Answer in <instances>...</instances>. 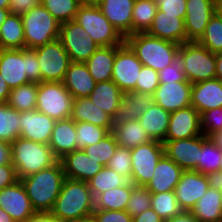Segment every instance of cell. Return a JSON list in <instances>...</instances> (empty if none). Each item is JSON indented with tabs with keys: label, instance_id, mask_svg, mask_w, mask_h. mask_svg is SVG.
Masks as SVG:
<instances>
[{
	"label": "cell",
	"instance_id": "2",
	"mask_svg": "<svg viewBox=\"0 0 222 222\" xmlns=\"http://www.w3.org/2000/svg\"><path fill=\"white\" fill-rule=\"evenodd\" d=\"M94 212V196L88 182L65 178L50 213L60 222H76Z\"/></svg>",
	"mask_w": 222,
	"mask_h": 222
},
{
	"label": "cell",
	"instance_id": "44",
	"mask_svg": "<svg viewBox=\"0 0 222 222\" xmlns=\"http://www.w3.org/2000/svg\"><path fill=\"white\" fill-rule=\"evenodd\" d=\"M118 143L112 132H109L101 141L96 144L85 147L84 152L92 159L107 166L108 161L114 155Z\"/></svg>",
	"mask_w": 222,
	"mask_h": 222
},
{
	"label": "cell",
	"instance_id": "36",
	"mask_svg": "<svg viewBox=\"0 0 222 222\" xmlns=\"http://www.w3.org/2000/svg\"><path fill=\"white\" fill-rule=\"evenodd\" d=\"M133 183L107 190L94 198V210H125L131 196Z\"/></svg>",
	"mask_w": 222,
	"mask_h": 222
},
{
	"label": "cell",
	"instance_id": "64",
	"mask_svg": "<svg viewBox=\"0 0 222 222\" xmlns=\"http://www.w3.org/2000/svg\"><path fill=\"white\" fill-rule=\"evenodd\" d=\"M0 222H14L12 217L0 207Z\"/></svg>",
	"mask_w": 222,
	"mask_h": 222
},
{
	"label": "cell",
	"instance_id": "28",
	"mask_svg": "<svg viewBox=\"0 0 222 222\" xmlns=\"http://www.w3.org/2000/svg\"><path fill=\"white\" fill-rule=\"evenodd\" d=\"M76 135V122L72 118L55 121L48 145L59 160L77 150Z\"/></svg>",
	"mask_w": 222,
	"mask_h": 222
},
{
	"label": "cell",
	"instance_id": "31",
	"mask_svg": "<svg viewBox=\"0 0 222 222\" xmlns=\"http://www.w3.org/2000/svg\"><path fill=\"white\" fill-rule=\"evenodd\" d=\"M116 46H100L85 62L95 82L112 80Z\"/></svg>",
	"mask_w": 222,
	"mask_h": 222
},
{
	"label": "cell",
	"instance_id": "34",
	"mask_svg": "<svg viewBox=\"0 0 222 222\" xmlns=\"http://www.w3.org/2000/svg\"><path fill=\"white\" fill-rule=\"evenodd\" d=\"M112 133L115 136L118 146L128 149L152 141L138 120L132 119L113 126Z\"/></svg>",
	"mask_w": 222,
	"mask_h": 222
},
{
	"label": "cell",
	"instance_id": "38",
	"mask_svg": "<svg viewBox=\"0 0 222 222\" xmlns=\"http://www.w3.org/2000/svg\"><path fill=\"white\" fill-rule=\"evenodd\" d=\"M158 10L155 0H135L132 12V34L146 33Z\"/></svg>",
	"mask_w": 222,
	"mask_h": 222
},
{
	"label": "cell",
	"instance_id": "25",
	"mask_svg": "<svg viewBox=\"0 0 222 222\" xmlns=\"http://www.w3.org/2000/svg\"><path fill=\"white\" fill-rule=\"evenodd\" d=\"M191 106L199 113L222 107V81L218 78L192 84Z\"/></svg>",
	"mask_w": 222,
	"mask_h": 222
},
{
	"label": "cell",
	"instance_id": "17",
	"mask_svg": "<svg viewBox=\"0 0 222 222\" xmlns=\"http://www.w3.org/2000/svg\"><path fill=\"white\" fill-rule=\"evenodd\" d=\"M0 207L14 222H24L35 213L20 180L0 190Z\"/></svg>",
	"mask_w": 222,
	"mask_h": 222
},
{
	"label": "cell",
	"instance_id": "66",
	"mask_svg": "<svg viewBox=\"0 0 222 222\" xmlns=\"http://www.w3.org/2000/svg\"><path fill=\"white\" fill-rule=\"evenodd\" d=\"M76 222H98L96 217L92 214L90 216L84 217Z\"/></svg>",
	"mask_w": 222,
	"mask_h": 222
},
{
	"label": "cell",
	"instance_id": "3",
	"mask_svg": "<svg viewBox=\"0 0 222 222\" xmlns=\"http://www.w3.org/2000/svg\"><path fill=\"white\" fill-rule=\"evenodd\" d=\"M0 74L10 89L30 82L41 83V70L34 49H0Z\"/></svg>",
	"mask_w": 222,
	"mask_h": 222
},
{
	"label": "cell",
	"instance_id": "14",
	"mask_svg": "<svg viewBox=\"0 0 222 222\" xmlns=\"http://www.w3.org/2000/svg\"><path fill=\"white\" fill-rule=\"evenodd\" d=\"M207 138L201 134L193 138L166 140L163 142L164 154L184 171L196 170L202 144Z\"/></svg>",
	"mask_w": 222,
	"mask_h": 222
},
{
	"label": "cell",
	"instance_id": "12",
	"mask_svg": "<svg viewBox=\"0 0 222 222\" xmlns=\"http://www.w3.org/2000/svg\"><path fill=\"white\" fill-rule=\"evenodd\" d=\"M163 155V143L155 140L132 148L131 182L136 186H146L153 178L154 169Z\"/></svg>",
	"mask_w": 222,
	"mask_h": 222
},
{
	"label": "cell",
	"instance_id": "47",
	"mask_svg": "<svg viewBox=\"0 0 222 222\" xmlns=\"http://www.w3.org/2000/svg\"><path fill=\"white\" fill-rule=\"evenodd\" d=\"M107 166L130 182L132 175L131 149L118 146Z\"/></svg>",
	"mask_w": 222,
	"mask_h": 222
},
{
	"label": "cell",
	"instance_id": "54",
	"mask_svg": "<svg viewBox=\"0 0 222 222\" xmlns=\"http://www.w3.org/2000/svg\"><path fill=\"white\" fill-rule=\"evenodd\" d=\"M18 180L13 164L0 165V190L15 184Z\"/></svg>",
	"mask_w": 222,
	"mask_h": 222
},
{
	"label": "cell",
	"instance_id": "39",
	"mask_svg": "<svg viewBox=\"0 0 222 222\" xmlns=\"http://www.w3.org/2000/svg\"><path fill=\"white\" fill-rule=\"evenodd\" d=\"M21 113L0 102V140L12 143L20 136Z\"/></svg>",
	"mask_w": 222,
	"mask_h": 222
},
{
	"label": "cell",
	"instance_id": "56",
	"mask_svg": "<svg viewBox=\"0 0 222 222\" xmlns=\"http://www.w3.org/2000/svg\"><path fill=\"white\" fill-rule=\"evenodd\" d=\"M133 222H165L152 208L133 217Z\"/></svg>",
	"mask_w": 222,
	"mask_h": 222
},
{
	"label": "cell",
	"instance_id": "40",
	"mask_svg": "<svg viewBox=\"0 0 222 222\" xmlns=\"http://www.w3.org/2000/svg\"><path fill=\"white\" fill-rule=\"evenodd\" d=\"M128 181L121 177L108 166H103L102 169L88 181L89 189L94 198L107 190L117 188L127 184Z\"/></svg>",
	"mask_w": 222,
	"mask_h": 222
},
{
	"label": "cell",
	"instance_id": "29",
	"mask_svg": "<svg viewBox=\"0 0 222 222\" xmlns=\"http://www.w3.org/2000/svg\"><path fill=\"white\" fill-rule=\"evenodd\" d=\"M171 112L164 110L155 102L145 110L138 121L151 140L164 142L168 131Z\"/></svg>",
	"mask_w": 222,
	"mask_h": 222
},
{
	"label": "cell",
	"instance_id": "63",
	"mask_svg": "<svg viewBox=\"0 0 222 222\" xmlns=\"http://www.w3.org/2000/svg\"><path fill=\"white\" fill-rule=\"evenodd\" d=\"M209 137L214 142V144L222 151V130L214 132Z\"/></svg>",
	"mask_w": 222,
	"mask_h": 222
},
{
	"label": "cell",
	"instance_id": "53",
	"mask_svg": "<svg viewBox=\"0 0 222 222\" xmlns=\"http://www.w3.org/2000/svg\"><path fill=\"white\" fill-rule=\"evenodd\" d=\"M187 0H156L158 9L165 14L178 15L185 18Z\"/></svg>",
	"mask_w": 222,
	"mask_h": 222
},
{
	"label": "cell",
	"instance_id": "23",
	"mask_svg": "<svg viewBox=\"0 0 222 222\" xmlns=\"http://www.w3.org/2000/svg\"><path fill=\"white\" fill-rule=\"evenodd\" d=\"M65 177L88 182L101 169L102 165L90 158L83 149H77L60 159Z\"/></svg>",
	"mask_w": 222,
	"mask_h": 222
},
{
	"label": "cell",
	"instance_id": "27",
	"mask_svg": "<svg viewBox=\"0 0 222 222\" xmlns=\"http://www.w3.org/2000/svg\"><path fill=\"white\" fill-rule=\"evenodd\" d=\"M62 82L74 99L89 97L96 85L86 64L81 62L70 63Z\"/></svg>",
	"mask_w": 222,
	"mask_h": 222
},
{
	"label": "cell",
	"instance_id": "8",
	"mask_svg": "<svg viewBox=\"0 0 222 222\" xmlns=\"http://www.w3.org/2000/svg\"><path fill=\"white\" fill-rule=\"evenodd\" d=\"M74 20L99 46L122 45L125 41L98 5L81 4Z\"/></svg>",
	"mask_w": 222,
	"mask_h": 222
},
{
	"label": "cell",
	"instance_id": "55",
	"mask_svg": "<svg viewBox=\"0 0 222 222\" xmlns=\"http://www.w3.org/2000/svg\"><path fill=\"white\" fill-rule=\"evenodd\" d=\"M41 3V0H9V13L23 15L33 7Z\"/></svg>",
	"mask_w": 222,
	"mask_h": 222
},
{
	"label": "cell",
	"instance_id": "21",
	"mask_svg": "<svg viewBox=\"0 0 222 222\" xmlns=\"http://www.w3.org/2000/svg\"><path fill=\"white\" fill-rule=\"evenodd\" d=\"M135 0H100L102 14L125 39L132 34V12Z\"/></svg>",
	"mask_w": 222,
	"mask_h": 222
},
{
	"label": "cell",
	"instance_id": "26",
	"mask_svg": "<svg viewBox=\"0 0 222 222\" xmlns=\"http://www.w3.org/2000/svg\"><path fill=\"white\" fill-rule=\"evenodd\" d=\"M183 171L182 168L164 154L154 169L153 178L145 187L150 193L174 191Z\"/></svg>",
	"mask_w": 222,
	"mask_h": 222
},
{
	"label": "cell",
	"instance_id": "1",
	"mask_svg": "<svg viewBox=\"0 0 222 222\" xmlns=\"http://www.w3.org/2000/svg\"><path fill=\"white\" fill-rule=\"evenodd\" d=\"M65 173L61 161L35 174L19 179L35 212H50L60 194Z\"/></svg>",
	"mask_w": 222,
	"mask_h": 222
},
{
	"label": "cell",
	"instance_id": "50",
	"mask_svg": "<svg viewBox=\"0 0 222 222\" xmlns=\"http://www.w3.org/2000/svg\"><path fill=\"white\" fill-rule=\"evenodd\" d=\"M159 84L158 71L142 66L136 83V92L153 95Z\"/></svg>",
	"mask_w": 222,
	"mask_h": 222
},
{
	"label": "cell",
	"instance_id": "6",
	"mask_svg": "<svg viewBox=\"0 0 222 222\" xmlns=\"http://www.w3.org/2000/svg\"><path fill=\"white\" fill-rule=\"evenodd\" d=\"M25 48L35 49L59 39L60 23L40 3L21 15Z\"/></svg>",
	"mask_w": 222,
	"mask_h": 222
},
{
	"label": "cell",
	"instance_id": "68",
	"mask_svg": "<svg viewBox=\"0 0 222 222\" xmlns=\"http://www.w3.org/2000/svg\"><path fill=\"white\" fill-rule=\"evenodd\" d=\"M9 7V0H0V8L8 9Z\"/></svg>",
	"mask_w": 222,
	"mask_h": 222
},
{
	"label": "cell",
	"instance_id": "30",
	"mask_svg": "<svg viewBox=\"0 0 222 222\" xmlns=\"http://www.w3.org/2000/svg\"><path fill=\"white\" fill-rule=\"evenodd\" d=\"M71 118L75 122H88L112 132V117L88 98L74 99Z\"/></svg>",
	"mask_w": 222,
	"mask_h": 222
},
{
	"label": "cell",
	"instance_id": "59",
	"mask_svg": "<svg viewBox=\"0 0 222 222\" xmlns=\"http://www.w3.org/2000/svg\"><path fill=\"white\" fill-rule=\"evenodd\" d=\"M207 180L210 188L222 190V170L215 171L207 175Z\"/></svg>",
	"mask_w": 222,
	"mask_h": 222
},
{
	"label": "cell",
	"instance_id": "13",
	"mask_svg": "<svg viewBox=\"0 0 222 222\" xmlns=\"http://www.w3.org/2000/svg\"><path fill=\"white\" fill-rule=\"evenodd\" d=\"M142 66L136 54L125 42L122 45H116L112 81L123 93L136 91V83Z\"/></svg>",
	"mask_w": 222,
	"mask_h": 222
},
{
	"label": "cell",
	"instance_id": "16",
	"mask_svg": "<svg viewBox=\"0 0 222 222\" xmlns=\"http://www.w3.org/2000/svg\"><path fill=\"white\" fill-rule=\"evenodd\" d=\"M208 188L207 175L195 170L183 171L174 189L180 208L183 211H190Z\"/></svg>",
	"mask_w": 222,
	"mask_h": 222
},
{
	"label": "cell",
	"instance_id": "42",
	"mask_svg": "<svg viewBox=\"0 0 222 222\" xmlns=\"http://www.w3.org/2000/svg\"><path fill=\"white\" fill-rule=\"evenodd\" d=\"M221 158L222 151L208 137L202 144L198 168L195 171L205 175L218 171Z\"/></svg>",
	"mask_w": 222,
	"mask_h": 222
},
{
	"label": "cell",
	"instance_id": "35",
	"mask_svg": "<svg viewBox=\"0 0 222 222\" xmlns=\"http://www.w3.org/2000/svg\"><path fill=\"white\" fill-rule=\"evenodd\" d=\"M23 48H25V37L21 15L9 13L0 26V49Z\"/></svg>",
	"mask_w": 222,
	"mask_h": 222
},
{
	"label": "cell",
	"instance_id": "65",
	"mask_svg": "<svg viewBox=\"0 0 222 222\" xmlns=\"http://www.w3.org/2000/svg\"><path fill=\"white\" fill-rule=\"evenodd\" d=\"M8 14H9V10L8 9L0 8V26L5 21V19L8 16Z\"/></svg>",
	"mask_w": 222,
	"mask_h": 222
},
{
	"label": "cell",
	"instance_id": "24",
	"mask_svg": "<svg viewBox=\"0 0 222 222\" xmlns=\"http://www.w3.org/2000/svg\"><path fill=\"white\" fill-rule=\"evenodd\" d=\"M154 103L153 95L136 91H127L112 117V124L116 126L130 120H138L142 113Z\"/></svg>",
	"mask_w": 222,
	"mask_h": 222
},
{
	"label": "cell",
	"instance_id": "61",
	"mask_svg": "<svg viewBox=\"0 0 222 222\" xmlns=\"http://www.w3.org/2000/svg\"><path fill=\"white\" fill-rule=\"evenodd\" d=\"M11 89L0 74V102H7Z\"/></svg>",
	"mask_w": 222,
	"mask_h": 222
},
{
	"label": "cell",
	"instance_id": "32",
	"mask_svg": "<svg viewBox=\"0 0 222 222\" xmlns=\"http://www.w3.org/2000/svg\"><path fill=\"white\" fill-rule=\"evenodd\" d=\"M190 212L199 222H222L221 191L209 187Z\"/></svg>",
	"mask_w": 222,
	"mask_h": 222
},
{
	"label": "cell",
	"instance_id": "11",
	"mask_svg": "<svg viewBox=\"0 0 222 222\" xmlns=\"http://www.w3.org/2000/svg\"><path fill=\"white\" fill-rule=\"evenodd\" d=\"M59 40L71 62L85 63L100 47L75 20L60 24Z\"/></svg>",
	"mask_w": 222,
	"mask_h": 222
},
{
	"label": "cell",
	"instance_id": "46",
	"mask_svg": "<svg viewBox=\"0 0 222 222\" xmlns=\"http://www.w3.org/2000/svg\"><path fill=\"white\" fill-rule=\"evenodd\" d=\"M76 132L77 149L96 144L109 133L105 128L88 122H76Z\"/></svg>",
	"mask_w": 222,
	"mask_h": 222
},
{
	"label": "cell",
	"instance_id": "5",
	"mask_svg": "<svg viewBox=\"0 0 222 222\" xmlns=\"http://www.w3.org/2000/svg\"><path fill=\"white\" fill-rule=\"evenodd\" d=\"M11 146V163L16 169L18 179L49 168L59 161L48 144L19 136Z\"/></svg>",
	"mask_w": 222,
	"mask_h": 222
},
{
	"label": "cell",
	"instance_id": "51",
	"mask_svg": "<svg viewBox=\"0 0 222 222\" xmlns=\"http://www.w3.org/2000/svg\"><path fill=\"white\" fill-rule=\"evenodd\" d=\"M200 126L202 134L207 137L222 130V107L200 113Z\"/></svg>",
	"mask_w": 222,
	"mask_h": 222
},
{
	"label": "cell",
	"instance_id": "9",
	"mask_svg": "<svg viewBox=\"0 0 222 222\" xmlns=\"http://www.w3.org/2000/svg\"><path fill=\"white\" fill-rule=\"evenodd\" d=\"M73 101L63 82L38 83L36 110L55 121L71 118Z\"/></svg>",
	"mask_w": 222,
	"mask_h": 222
},
{
	"label": "cell",
	"instance_id": "57",
	"mask_svg": "<svg viewBox=\"0 0 222 222\" xmlns=\"http://www.w3.org/2000/svg\"><path fill=\"white\" fill-rule=\"evenodd\" d=\"M12 146L11 143L0 140V165L11 163Z\"/></svg>",
	"mask_w": 222,
	"mask_h": 222
},
{
	"label": "cell",
	"instance_id": "71",
	"mask_svg": "<svg viewBox=\"0 0 222 222\" xmlns=\"http://www.w3.org/2000/svg\"><path fill=\"white\" fill-rule=\"evenodd\" d=\"M220 170H222V158L220 159Z\"/></svg>",
	"mask_w": 222,
	"mask_h": 222
},
{
	"label": "cell",
	"instance_id": "48",
	"mask_svg": "<svg viewBox=\"0 0 222 222\" xmlns=\"http://www.w3.org/2000/svg\"><path fill=\"white\" fill-rule=\"evenodd\" d=\"M151 208V193L145 186L133 184L130 199L125 210L132 216H136Z\"/></svg>",
	"mask_w": 222,
	"mask_h": 222
},
{
	"label": "cell",
	"instance_id": "19",
	"mask_svg": "<svg viewBox=\"0 0 222 222\" xmlns=\"http://www.w3.org/2000/svg\"><path fill=\"white\" fill-rule=\"evenodd\" d=\"M201 134L200 113L193 106L171 112L166 140L193 138Z\"/></svg>",
	"mask_w": 222,
	"mask_h": 222
},
{
	"label": "cell",
	"instance_id": "58",
	"mask_svg": "<svg viewBox=\"0 0 222 222\" xmlns=\"http://www.w3.org/2000/svg\"><path fill=\"white\" fill-rule=\"evenodd\" d=\"M24 222H60L50 212H35Z\"/></svg>",
	"mask_w": 222,
	"mask_h": 222
},
{
	"label": "cell",
	"instance_id": "33",
	"mask_svg": "<svg viewBox=\"0 0 222 222\" xmlns=\"http://www.w3.org/2000/svg\"><path fill=\"white\" fill-rule=\"evenodd\" d=\"M123 94L120 88L110 80L96 83L94 90L88 98L97 107L113 117L119 103L123 99Z\"/></svg>",
	"mask_w": 222,
	"mask_h": 222
},
{
	"label": "cell",
	"instance_id": "15",
	"mask_svg": "<svg viewBox=\"0 0 222 222\" xmlns=\"http://www.w3.org/2000/svg\"><path fill=\"white\" fill-rule=\"evenodd\" d=\"M217 0H187L185 31L187 42H198L204 35L206 26L215 14Z\"/></svg>",
	"mask_w": 222,
	"mask_h": 222
},
{
	"label": "cell",
	"instance_id": "70",
	"mask_svg": "<svg viewBox=\"0 0 222 222\" xmlns=\"http://www.w3.org/2000/svg\"><path fill=\"white\" fill-rule=\"evenodd\" d=\"M216 13L221 17L222 19V10H216Z\"/></svg>",
	"mask_w": 222,
	"mask_h": 222
},
{
	"label": "cell",
	"instance_id": "62",
	"mask_svg": "<svg viewBox=\"0 0 222 222\" xmlns=\"http://www.w3.org/2000/svg\"><path fill=\"white\" fill-rule=\"evenodd\" d=\"M216 78L222 81V52L216 54Z\"/></svg>",
	"mask_w": 222,
	"mask_h": 222
},
{
	"label": "cell",
	"instance_id": "69",
	"mask_svg": "<svg viewBox=\"0 0 222 222\" xmlns=\"http://www.w3.org/2000/svg\"><path fill=\"white\" fill-rule=\"evenodd\" d=\"M216 10H222V0H217V8Z\"/></svg>",
	"mask_w": 222,
	"mask_h": 222
},
{
	"label": "cell",
	"instance_id": "4",
	"mask_svg": "<svg viewBox=\"0 0 222 222\" xmlns=\"http://www.w3.org/2000/svg\"><path fill=\"white\" fill-rule=\"evenodd\" d=\"M136 54L143 66L160 71L172 64L177 55L179 44L150 36L147 33H135L124 41Z\"/></svg>",
	"mask_w": 222,
	"mask_h": 222
},
{
	"label": "cell",
	"instance_id": "67",
	"mask_svg": "<svg viewBox=\"0 0 222 222\" xmlns=\"http://www.w3.org/2000/svg\"><path fill=\"white\" fill-rule=\"evenodd\" d=\"M100 0H80L81 4L97 5Z\"/></svg>",
	"mask_w": 222,
	"mask_h": 222
},
{
	"label": "cell",
	"instance_id": "7",
	"mask_svg": "<svg viewBox=\"0 0 222 222\" xmlns=\"http://www.w3.org/2000/svg\"><path fill=\"white\" fill-rule=\"evenodd\" d=\"M183 71L191 84L216 78V54L198 42H186L179 46Z\"/></svg>",
	"mask_w": 222,
	"mask_h": 222
},
{
	"label": "cell",
	"instance_id": "49",
	"mask_svg": "<svg viewBox=\"0 0 222 222\" xmlns=\"http://www.w3.org/2000/svg\"><path fill=\"white\" fill-rule=\"evenodd\" d=\"M183 65V60L177 53L172 60V64L158 72L160 84H167L168 82H185L187 79L183 71Z\"/></svg>",
	"mask_w": 222,
	"mask_h": 222
},
{
	"label": "cell",
	"instance_id": "41",
	"mask_svg": "<svg viewBox=\"0 0 222 222\" xmlns=\"http://www.w3.org/2000/svg\"><path fill=\"white\" fill-rule=\"evenodd\" d=\"M151 208L164 221L170 220L183 211L178 204L174 191L151 193Z\"/></svg>",
	"mask_w": 222,
	"mask_h": 222
},
{
	"label": "cell",
	"instance_id": "43",
	"mask_svg": "<svg viewBox=\"0 0 222 222\" xmlns=\"http://www.w3.org/2000/svg\"><path fill=\"white\" fill-rule=\"evenodd\" d=\"M41 4L60 24L74 20L81 6L80 0H41Z\"/></svg>",
	"mask_w": 222,
	"mask_h": 222
},
{
	"label": "cell",
	"instance_id": "52",
	"mask_svg": "<svg viewBox=\"0 0 222 222\" xmlns=\"http://www.w3.org/2000/svg\"><path fill=\"white\" fill-rule=\"evenodd\" d=\"M98 222H133V217L126 210H94Z\"/></svg>",
	"mask_w": 222,
	"mask_h": 222
},
{
	"label": "cell",
	"instance_id": "18",
	"mask_svg": "<svg viewBox=\"0 0 222 222\" xmlns=\"http://www.w3.org/2000/svg\"><path fill=\"white\" fill-rule=\"evenodd\" d=\"M191 88L192 84L187 80L159 84L153 99L156 104L169 112L184 109L191 106Z\"/></svg>",
	"mask_w": 222,
	"mask_h": 222
},
{
	"label": "cell",
	"instance_id": "10",
	"mask_svg": "<svg viewBox=\"0 0 222 222\" xmlns=\"http://www.w3.org/2000/svg\"><path fill=\"white\" fill-rule=\"evenodd\" d=\"M41 70V82H62L71 63L59 39L34 49Z\"/></svg>",
	"mask_w": 222,
	"mask_h": 222
},
{
	"label": "cell",
	"instance_id": "60",
	"mask_svg": "<svg viewBox=\"0 0 222 222\" xmlns=\"http://www.w3.org/2000/svg\"><path fill=\"white\" fill-rule=\"evenodd\" d=\"M165 222H199L190 211H182L179 215Z\"/></svg>",
	"mask_w": 222,
	"mask_h": 222
},
{
	"label": "cell",
	"instance_id": "45",
	"mask_svg": "<svg viewBox=\"0 0 222 222\" xmlns=\"http://www.w3.org/2000/svg\"><path fill=\"white\" fill-rule=\"evenodd\" d=\"M198 43L214 54L222 52V19L216 12Z\"/></svg>",
	"mask_w": 222,
	"mask_h": 222
},
{
	"label": "cell",
	"instance_id": "22",
	"mask_svg": "<svg viewBox=\"0 0 222 222\" xmlns=\"http://www.w3.org/2000/svg\"><path fill=\"white\" fill-rule=\"evenodd\" d=\"M184 20L185 18H179L178 15L165 14V12L158 9L146 33L150 36L168 40L179 45L186 43L187 34Z\"/></svg>",
	"mask_w": 222,
	"mask_h": 222
},
{
	"label": "cell",
	"instance_id": "37",
	"mask_svg": "<svg viewBox=\"0 0 222 222\" xmlns=\"http://www.w3.org/2000/svg\"><path fill=\"white\" fill-rule=\"evenodd\" d=\"M38 83L30 82L11 89L7 104L18 112L31 111L37 105Z\"/></svg>",
	"mask_w": 222,
	"mask_h": 222
},
{
	"label": "cell",
	"instance_id": "20",
	"mask_svg": "<svg viewBox=\"0 0 222 222\" xmlns=\"http://www.w3.org/2000/svg\"><path fill=\"white\" fill-rule=\"evenodd\" d=\"M20 137L49 144L55 120L35 110L21 112Z\"/></svg>",
	"mask_w": 222,
	"mask_h": 222
}]
</instances>
